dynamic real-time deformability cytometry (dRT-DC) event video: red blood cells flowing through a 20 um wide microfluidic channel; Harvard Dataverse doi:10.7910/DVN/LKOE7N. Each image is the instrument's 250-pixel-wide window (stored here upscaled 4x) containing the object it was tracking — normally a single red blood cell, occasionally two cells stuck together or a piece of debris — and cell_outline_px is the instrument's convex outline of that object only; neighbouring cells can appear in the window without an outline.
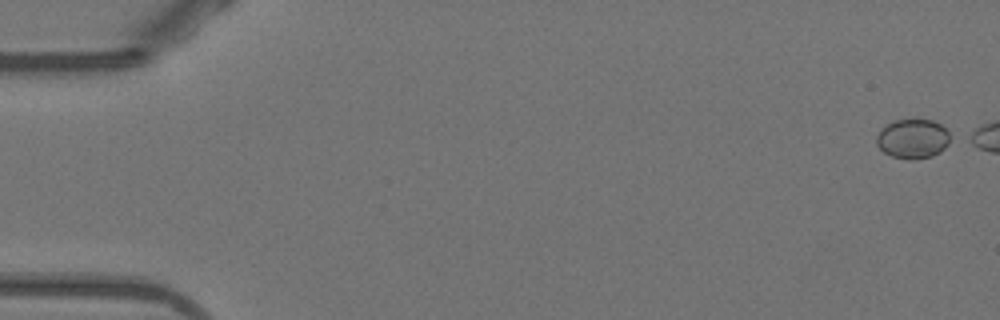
{"species": "Egyptian fruit bat (a non-hibernating species)", "species_latin": "Rousettus aegyptiacus", "temperature_condition": "warm", "stored_images_in_passage": 6, "camera_frame_rate_fps": 3000, "um_per_image_px": 0.085, "animal": {"sex": "female"}, "frame": {"image": 1, "passage_image": 1, "time_ms": 0.0, "image_size_px": [1000, 320], "cell_outline_px": [[948, 144], [940, 152], [932, 156], [912, 160], [908, 160], [892, 156], [884, 152], [876, 144], [876, 136], [880, 128], [892, 120], [912, 116], [916, 116], [932, 120], [940, 124], [948, 132]], "centroid_in_image_um": [77.54, 11.74], "position_along_channel_um": 7.5, "area_um2": 17.57}}